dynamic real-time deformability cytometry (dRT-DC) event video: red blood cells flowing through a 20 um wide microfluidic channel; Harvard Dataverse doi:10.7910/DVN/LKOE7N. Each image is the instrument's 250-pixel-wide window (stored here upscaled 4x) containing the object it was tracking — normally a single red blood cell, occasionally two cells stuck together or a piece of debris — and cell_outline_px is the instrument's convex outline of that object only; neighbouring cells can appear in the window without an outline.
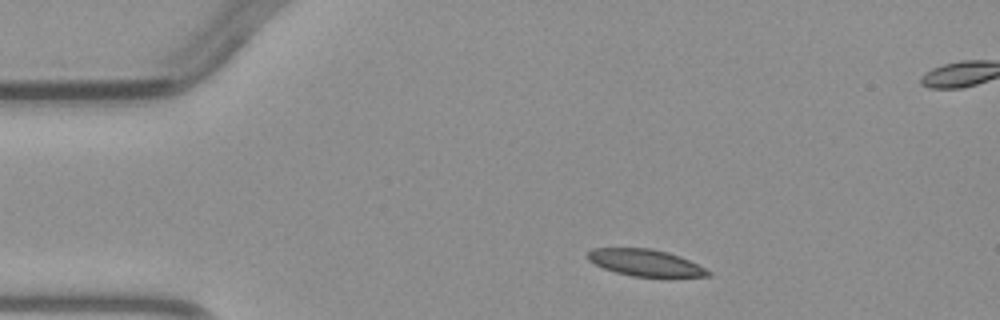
{"species": "common noctule bat (a hibernating species)", "species_latin": "Nyctalus noctula", "temperature_condition": "warm", "stored_images_in_passage": 3, "camera_frame_rate_fps": 3000, "um_per_image_px": 0.085, "animal": {"sex": "male", "body_mass_g": 23.1, "forearm_length_mm": 52.7}, "frame": {"image": 1, "passage_image": 1, "time_ms": 0.0, "image_size_px": [1000, 320], "cell_outline_px": [[712, 276], [632, 276], [616, 272], [604, 268], [588, 260], [588, 252], [592, 248], [652, 248], [668, 252], [680, 256], [712, 272]], "centroid_in_image_um": [54.84, 22.31], "position_along_channel_um": 30.2, "area_um2": 18.44}}